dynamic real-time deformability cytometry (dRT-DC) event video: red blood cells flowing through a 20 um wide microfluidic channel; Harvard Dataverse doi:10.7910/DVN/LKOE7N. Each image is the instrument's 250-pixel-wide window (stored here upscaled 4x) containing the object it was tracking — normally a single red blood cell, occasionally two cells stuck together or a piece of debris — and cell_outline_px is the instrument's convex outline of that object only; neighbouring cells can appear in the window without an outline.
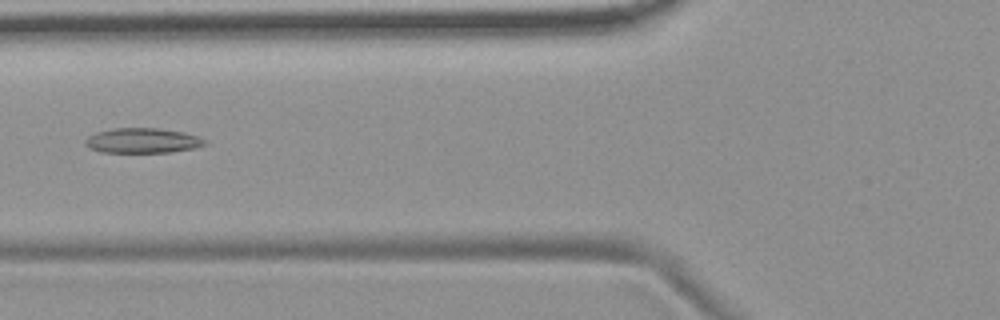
{"species": "common noctule bat (a hibernating species)", "species_latin": "Nyctalus noctula", "temperature_condition": "room temperature", "stored_images_in_passage": 5, "camera_frame_rate_fps": 3000, "um_per_image_px": 0.085, "animal": {"sex": "female", "body_mass_g": 19.9}, "frame": {"image": 1, "passage_image": 5, "time_ms": 5.0, "image_size_px": [1000, 320], "cell_outline_px": [[208, 144], [196, 148], [172, 152], [100, 152], [88, 148], [84, 144], [84, 140], [88, 136], [96, 132], [112, 128], [156, 128], [184, 132], [196, 136], [204, 140]], "centroid_in_image_um": [12.08, 11.95], "position_along_channel_um": 113.7, "area_um2": 17.51}}